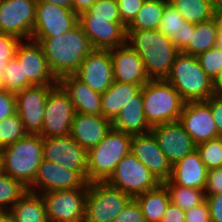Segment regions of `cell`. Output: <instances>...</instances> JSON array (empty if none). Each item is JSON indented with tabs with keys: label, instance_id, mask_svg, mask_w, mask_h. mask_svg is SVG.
Here are the masks:
<instances>
[{
	"label": "cell",
	"instance_id": "46",
	"mask_svg": "<svg viewBox=\"0 0 222 222\" xmlns=\"http://www.w3.org/2000/svg\"><path fill=\"white\" fill-rule=\"evenodd\" d=\"M185 222H211L209 207L206 201L185 211Z\"/></svg>",
	"mask_w": 222,
	"mask_h": 222
},
{
	"label": "cell",
	"instance_id": "12",
	"mask_svg": "<svg viewBox=\"0 0 222 222\" xmlns=\"http://www.w3.org/2000/svg\"><path fill=\"white\" fill-rule=\"evenodd\" d=\"M36 5V0H0V32L31 39Z\"/></svg>",
	"mask_w": 222,
	"mask_h": 222
},
{
	"label": "cell",
	"instance_id": "6",
	"mask_svg": "<svg viewBox=\"0 0 222 222\" xmlns=\"http://www.w3.org/2000/svg\"><path fill=\"white\" fill-rule=\"evenodd\" d=\"M141 91L144 116L151 128L179 121L185 101L166 79H150Z\"/></svg>",
	"mask_w": 222,
	"mask_h": 222
},
{
	"label": "cell",
	"instance_id": "14",
	"mask_svg": "<svg viewBox=\"0 0 222 222\" xmlns=\"http://www.w3.org/2000/svg\"><path fill=\"white\" fill-rule=\"evenodd\" d=\"M54 86L34 85L15 94L16 112L20 116L27 134L41 135L46 99Z\"/></svg>",
	"mask_w": 222,
	"mask_h": 222
},
{
	"label": "cell",
	"instance_id": "47",
	"mask_svg": "<svg viewBox=\"0 0 222 222\" xmlns=\"http://www.w3.org/2000/svg\"><path fill=\"white\" fill-rule=\"evenodd\" d=\"M208 204L211 222H222V193L205 196Z\"/></svg>",
	"mask_w": 222,
	"mask_h": 222
},
{
	"label": "cell",
	"instance_id": "18",
	"mask_svg": "<svg viewBox=\"0 0 222 222\" xmlns=\"http://www.w3.org/2000/svg\"><path fill=\"white\" fill-rule=\"evenodd\" d=\"M74 75L95 92L104 93L114 82L109 50L93 49Z\"/></svg>",
	"mask_w": 222,
	"mask_h": 222
},
{
	"label": "cell",
	"instance_id": "58",
	"mask_svg": "<svg viewBox=\"0 0 222 222\" xmlns=\"http://www.w3.org/2000/svg\"><path fill=\"white\" fill-rule=\"evenodd\" d=\"M222 7V0H216V8Z\"/></svg>",
	"mask_w": 222,
	"mask_h": 222
},
{
	"label": "cell",
	"instance_id": "8",
	"mask_svg": "<svg viewBox=\"0 0 222 222\" xmlns=\"http://www.w3.org/2000/svg\"><path fill=\"white\" fill-rule=\"evenodd\" d=\"M132 198L157 188L161 182L130 152L117 164L114 173L106 181Z\"/></svg>",
	"mask_w": 222,
	"mask_h": 222
},
{
	"label": "cell",
	"instance_id": "52",
	"mask_svg": "<svg viewBox=\"0 0 222 222\" xmlns=\"http://www.w3.org/2000/svg\"><path fill=\"white\" fill-rule=\"evenodd\" d=\"M36 2L52 3L72 10V0H36Z\"/></svg>",
	"mask_w": 222,
	"mask_h": 222
},
{
	"label": "cell",
	"instance_id": "33",
	"mask_svg": "<svg viewBox=\"0 0 222 222\" xmlns=\"http://www.w3.org/2000/svg\"><path fill=\"white\" fill-rule=\"evenodd\" d=\"M186 22L199 24L213 18L214 4L208 0H169Z\"/></svg>",
	"mask_w": 222,
	"mask_h": 222
},
{
	"label": "cell",
	"instance_id": "45",
	"mask_svg": "<svg viewBox=\"0 0 222 222\" xmlns=\"http://www.w3.org/2000/svg\"><path fill=\"white\" fill-rule=\"evenodd\" d=\"M16 96L15 94L6 91L5 89H0V120L5 117H9L16 113Z\"/></svg>",
	"mask_w": 222,
	"mask_h": 222
},
{
	"label": "cell",
	"instance_id": "15",
	"mask_svg": "<svg viewBox=\"0 0 222 222\" xmlns=\"http://www.w3.org/2000/svg\"><path fill=\"white\" fill-rule=\"evenodd\" d=\"M78 14L52 3L37 2L31 37H57L77 26Z\"/></svg>",
	"mask_w": 222,
	"mask_h": 222
},
{
	"label": "cell",
	"instance_id": "29",
	"mask_svg": "<svg viewBox=\"0 0 222 222\" xmlns=\"http://www.w3.org/2000/svg\"><path fill=\"white\" fill-rule=\"evenodd\" d=\"M7 213L12 222H48L41 195L30 191H27Z\"/></svg>",
	"mask_w": 222,
	"mask_h": 222
},
{
	"label": "cell",
	"instance_id": "42",
	"mask_svg": "<svg viewBox=\"0 0 222 222\" xmlns=\"http://www.w3.org/2000/svg\"><path fill=\"white\" fill-rule=\"evenodd\" d=\"M113 222H146L142 210L135 198L117 214Z\"/></svg>",
	"mask_w": 222,
	"mask_h": 222
},
{
	"label": "cell",
	"instance_id": "11",
	"mask_svg": "<svg viewBox=\"0 0 222 222\" xmlns=\"http://www.w3.org/2000/svg\"><path fill=\"white\" fill-rule=\"evenodd\" d=\"M87 172H75L43 159L32 184L27 188L34 193L65 189L87 188Z\"/></svg>",
	"mask_w": 222,
	"mask_h": 222
},
{
	"label": "cell",
	"instance_id": "10",
	"mask_svg": "<svg viewBox=\"0 0 222 222\" xmlns=\"http://www.w3.org/2000/svg\"><path fill=\"white\" fill-rule=\"evenodd\" d=\"M75 109L67 93L56 84L46 99L41 137L70 135Z\"/></svg>",
	"mask_w": 222,
	"mask_h": 222
},
{
	"label": "cell",
	"instance_id": "53",
	"mask_svg": "<svg viewBox=\"0 0 222 222\" xmlns=\"http://www.w3.org/2000/svg\"><path fill=\"white\" fill-rule=\"evenodd\" d=\"M214 94L216 96H222V71L213 80Z\"/></svg>",
	"mask_w": 222,
	"mask_h": 222
},
{
	"label": "cell",
	"instance_id": "27",
	"mask_svg": "<svg viewBox=\"0 0 222 222\" xmlns=\"http://www.w3.org/2000/svg\"><path fill=\"white\" fill-rule=\"evenodd\" d=\"M112 127L132 136L151 131L152 128L144 116L142 91L121 109L117 118L112 122Z\"/></svg>",
	"mask_w": 222,
	"mask_h": 222
},
{
	"label": "cell",
	"instance_id": "16",
	"mask_svg": "<svg viewBox=\"0 0 222 222\" xmlns=\"http://www.w3.org/2000/svg\"><path fill=\"white\" fill-rule=\"evenodd\" d=\"M179 122L196 146L220 137L210 106L205 101L185 102Z\"/></svg>",
	"mask_w": 222,
	"mask_h": 222
},
{
	"label": "cell",
	"instance_id": "54",
	"mask_svg": "<svg viewBox=\"0 0 222 222\" xmlns=\"http://www.w3.org/2000/svg\"><path fill=\"white\" fill-rule=\"evenodd\" d=\"M0 222H12V219L7 212H0Z\"/></svg>",
	"mask_w": 222,
	"mask_h": 222
},
{
	"label": "cell",
	"instance_id": "28",
	"mask_svg": "<svg viewBox=\"0 0 222 222\" xmlns=\"http://www.w3.org/2000/svg\"><path fill=\"white\" fill-rule=\"evenodd\" d=\"M194 28L195 24L186 22L172 4H166L158 30L168 36L180 51L189 43Z\"/></svg>",
	"mask_w": 222,
	"mask_h": 222
},
{
	"label": "cell",
	"instance_id": "59",
	"mask_svg": "<svg viewBox=\"0 0 222 222\" xmlns=\"http://www.w3.org/2000/svg\"><path fill=\"white\" fill-rule=\"evenodd\" d=\"M208 1H210L211 3H213V4H214V7H215V9H216V0H208Z\"/></svg>",
	"mask_w": 222,
	"mask_h": 222
},
{
	"label": "cell",
	"instance_id": "43",
	"mask_svg": "<svg viewBox=\"0 0 222 222\" xmlns=\"http://www.w3.org/2000/svg\"><path fill=\"white\" fill-rule=\"evenodd\" d=\"M20 41L18 37L0 32V62H9L15 57Z\"/></svg>",
	"mask_w": 222,
	"mask_h": 222
},
{
	"label": "cell",
	"instance_id": "4",
	"mask_svg": "<svg viewBox=\"0 0 222 222\" xmlns=\"http://www.w3.org/2000/svg\"><path fill=\"white\" fill-rule=\"evenodd\" d=\"M185 101H206L214 96L213 80L203 71L197 56L180 52L165 78Z\"/></svg>",
	"mask_w": 222,
	"mask_h": 222
},
{
	"label": "cell",
	"instance_id": "31",
	"mask_svg": "<svg viewBox=\"0 0 222 222\" xmlns=\"http://www.w3.org/2000/svg\"><path fill=\"white\" fill-rule=\"evenodd\" d=\"M217 35L218 32L213 19L195 24V28L191 32L189 43L180 52L198 56L215 47Z\"/></svg>",
	"mask_w": 222,
	"mask_h": 222
},
{
	"label": "cell",
	"instance_id": "44",
	"mask_svg": "<svg viewBox=\"0 0 222 222\" xmlns=\"http://www.w3.org/2000/svg\"><path fill=\"white\" fill-rule=\"evenodd\" d=\"M205 196L222 193V167L208 170Z\"/></svg>",
	"mask_w": 222,
	"mask_h": 222
},
{
	"label": "cell",
	"instance_id": "56",
	"mask_svg": "<svg viewBox=\"0 0 222 222\" xmlns=\"http://www.w3.org/2000/svg\"><path fill=\"white\" fill-rule=\"evenodd\" d=\"M215 47L222 52V35H217Z\"/></svg>",
	"mask_w": 222,
	"mask_h": 222
},
{
	"label": "cell",
	"instance_id": "19",
	"mask_svg": "<svg viewBox=\"0 0 222 222\" xmlns=\"http://www.w3.org/2000/svg\"><path fill=\"white\" fill-rule=\"evenodd\" d=\"M151 132L172 166L196 149L191 136L179 121L154 126Z\"/></svg>",
	"mask_w": 222,
	"mask_h": 222
},
{
	"label": "cell",
	"instance_id": "23",
	"mask_svg": "<svg viewBox=\"0 0 222 222\" xmlns=\"http://www.w3.org/2000/svg\"><path fill=\"white\" fill-rule=\"evenodd\" d=\"M111 128L112 122L101 115L75 113L70 136L88 151L97 146Z\"/></svg>",
	"mask_w": 222,
	"mask_h": 222
},
{
	"label": "cell",
	"instance_id": "13",
	"mask_svg": "<svg viewBox=\"0 0 222 222\" xmlns=\"http://www.w3.org/2000/svg\"><path fill=\"white\" fill-rule=\"evenodd\" d=\"M15 58L19 65H22L23 80H27L31 86L58 84L38 41L21 40L17 46Z\"/></svg>",
	"mask_w": 222,
	"mask_h": 222
},
{
	"label": "cell",
	"instance_id": "37",
	"mask_svg": "<svg viewBox=\"0 0 222 222\" xmlns=\"http://www.w3.org/2000/svg\"><path fill=\"white\" fill-rule=\"evenodd\" d=\"M26 135L24 124L17 112L0 120V150Z\"/></svg>",
	"mask_w": 222,
	"mask_h": 222
},
{
	"label": "cell",
	"instance_id": "39",
	"mask_svg": "<svg viewBox=\"0 0 222 222\" xmlns=\"http://www.w3.org/2000/svg\"><path fill=\"white\" fill-rule=\"evenodd\" d=\"M196 149L208 170L222 167V137L198 144Z\"/></svg>",
	"mask_w": 222,
	"mask_h": 222
},
{
	"label": "cell",
	"instance_id": "22",
	"mask_svg": "<svg viewBox=\"0 0 222 222\" xmlns=\"http://www.w3.org/2000/svg\"><path fill=\"white\" fill-rule=\"evenodd\" d=\"M93 49L110 50L126 43V27L101 19H78Z\"/></svg>",
	"mask_w": 222,
	"mask_h": 222
},
{
	"label": "cell",
	"instance_id": "5",
	"mask_svg": "<svg viewBox=\"0 0 222 222\" xmlns=\"http://www.w3.org/2000/svg\"><path fill=\"white\" fill-rule=\"evenodd\" d=\"M132 135L113 127L97 146L87 151V182H106L118 162L131 152Z\"/></svg>",
	"mask_w": 222,
	"mask_h": 222
},
{
	"label": "cell",
	"instance_id": "2",
	"mask_svg": "<svg viewBox=\"0 0 222 222\" xmlns=\"http://www.w3.org/2000/svg\"><path fill=\"white\" fill-rule=\"evenodd\" d=\"M126 43L138 53L150 79H165L180 50L159 30H126Z\"/></svg>",
	"mask_w": 222,
	"mask_h": 222
},
{
	"label": "cell",
	"instance_id": "26",
	"mask_svg": "<svg viewBox=\"0 0 222 222\" xmlns=\"http://www.w3.org/2000/svg\"><path fill=\"white\" fill-rule=\"evenodd\" d=\"M143 85H133L114 81L101 96L102 116L113 122L121 109L133 101Z\"/></svg>",
	"mask_w": 222,
	"mask_h": 222
},
{
	"label": "cell",
	"instance_id": "20",
	"mask_svg": "<svg viewBox=\"0 0 222 222\" xmlns=\"http://www.w3.org/2000/svg\"><path fill=\"white\" fill-rule=\"evenodd\" d=\"M131 152L161 183L170 179L172 165L151 131L132 136Z\"/></svg>",
	"mask_w": 222,
	"mask_h": 222
},
{
	"label": "cell",
	"instance_id": "55",
	"mask_svg": "<svg viewBox=\"0 0 222 222\" xmlns=\"http://www.w3.org/2000/svg\"><path fill=\"white\" fill-rule=\"evenodd\" d=\"M8 62H0V89L2 88V73Z\"/></svg>",
	"mask_w": 222,
	"mask_h": 222
},
{
	"label": "cell",
	"instance_id": "24",
	"mask_svg": "<svg viewBox=\"0 0 222 222\" xmlns=\"http://www.w3.org/2000/svg\"><path fill=\"white\" fill-rule=\"evenodd\" d=\"M58 84L69 96L76 113L102 116V94L92 90L74 74L61 77Z\"/></svg>",
	"mask_w": 222,
	"mask_h": 222
},
{
	"label": "cell",
	"instance_id": "17",
	"mask_svg": "<svg viewBox=\"0 0 222 222\" xmlns=\"http://www.w3.org/2000/svg\"><path fill=\"white\" fill-rule=\"evenodd\" d=\"M43 159L75 172H87V151L70 135L43 138Z\"/></svg>",
	"mask_w": 222,
	"mask_h": 222
},
{
	"label": "cell",
	"instance_id": "7",
	"mask_svg": "<svg viewBox=\"0 0 222 222\" xmlns=\"http://www.w3.org/2000/svg\"><path fill=\"white\" fill-rule=\"evenodd\" d=\"M132 197L107 182H91L87 186L84 222H113Z\"/></svg>",
	"mask_w": 222,
	"mask_h": 222
},
{
	"label": "cell",
	"instance_id": "34",
	"mask_svg": "<svg viewBox=\"0 0 222 222\" xmlns=\"http://www.w3.org/2000/svg\"><path fill=\"white\" fill-rule=\"evenodd\" d=\"M170 201L178 205L183 211L190 210L205 201L204 190L174 185L170 180L164 181Z\"/></svg>",
	"mask_w": 222,
	"mask_h": 222
},
{
	"label": "cell",
	"instance_id": "30",
	"mask_svg": "<svg viewBox=\"0 0 222 222\" xmlns=\"http://www.w3.org/2000/svg\"><path fill=\"white\" fill-rule=\"evenodd\" d=\"M135 200L140 205L146 222H161L170 203V195L166 186L161 183L157 188L137 195Z\"/></svg>",
	"mask_w": 222,
	"mask_h": 222
},
{
	"label": "cell",
	"instance_id": "38",
	"mask_svg": "<svg viewBox=\"0 0 222 222\" xmlns=\"http://www.w3.org/2000/svg\"><path fill=\"white\" fill-rule=\"evenodd\" d=\"M31 85L27 80H23L22 65L14 57L11 59L2 73V88L8 92L16 94Z\"/></svg>",
	"mask_w": 222,
	"mask_h": 222
},
{
	"label": "cell",
	"instance_id": "21",
	"mask_svg": "<svg viewBox=\"0 0 222 222\" xmlns=\"http://www.w3.org/2000/svg\"><path fill=\"white\" fill-rule=\"evenodd\" d=\"M114 81L133 85H144L148 77L143 61L127 43L109 50Z\"/></svg>",
	"mask_w": 222,
	"mask_h": 222
},
{
	"label": "cell",
	"instance_id": "48",
	"mask_svg": "<svg viewBox=\"0 0 222 222\" xmlns=\"http://www.w3.org/2000/svg\"><path fill=\"white\" fill-rule=\"evenodd\" d=\"M211 109L218 134L222 137V96H212L205 101Z\"/></svg>",
	"mask_w": 222,
	"mask_h": 222
},
{
	"label": "cell",
	"instance_id": "41",
	"mask_svg": "<svg viewBox=\"0 0 222 222\" xmlns=\"http://www.w3.org/2000/svg\"><path fill=\"white\" fill-rule=\"evenodd\" d=\"M122 24L127 27L137 16L145 0H116Z\"/></svg>",
	"mask_w": 222,
	"mask_h": 222
},
{
	"label": "cell",
	"instance_id": "32",
	"mask_svg": "<svg viewBox=\"0 0 222 222\" xmlns=\"http://www.w3.org/2000/svg\"><path fill=\"white\" fill-rule=\"evenodd\" d=\"M168 2L169 0H145L126 30H158Z\"/></svg>",
	"mask_w": 222,
	"mask_h": 222
},
{
	"label": "cell",
	"instance_id": "3",
	"mask_svg": "<svg viewBox=\"0 0 222 222\" xmlns=\"http://www.w3.org/2000/svg\"><path fill=\"white\" fill-rule=\"evenodd\" d=\"M3 173L27 188L32 184L43 160V137L30 135L0 150Z\"/></svg>",
	"mask_w": 222,
	"mask_h": 222
},
{
	"label": "cell",
	"instance_id": "50",
	"mask_svg": "<svg viewBox=\"0 0 222 222\" xmlns=\"http://www.w3.org/2000/svg\"><path fill=\"white\" fill-rule=\"evenodd\" d=\"M97 0H72V10L76 14L87 11Z\"/></svg>",
	"mask_w": 222,
	"mask_h": 222
},
{
	"label": "cell",
	"instance_id": "40",
	"mask_svg": "<svg viewBox=\"0 0 222 222\" xmlns=\"http://www.w3.org/2000/svg\"><path fill=\"white\" fill-rule=\"evenodd\" d=\"M203 71L214 80L222 71V52L213 47L197 56Z\"/></svg>",
	"mask_w": 222,
	"mask_h": 222
},
{
	"label": "cell",
	"instance_id": "36",
	"mask_svg": "<svg viewBox=\"0 0 222 222\" xmlns=\"http://www.w3.org/2000/svg\"><path fill=\"white\" fill-rule=\"evenodd\" d=\"M78 19H101L122 23L116 0H97L87 11L80 13Z\"/></svg>",
	"mask_w": 222,
	"mask_h": 222
},
{
	"label": "cell",
	"instance_id": "9",
	"mask_svg": "<svg viewBox=\"0 0 222 222\" xmlns=\"http://www.w3.org/2000/svg\"><path fill=\"white\" fill-rule=\"evenodd\" d=\"M48 222H84L87 188L40 193Z\"/></svg>",
	"mask_w": 222,
	"mask_h": 222
},
{
	"label": "cell",
	"instance_id": "51",
	"mask_svg": "<svg viewBox=\"0 0 222 222\" xmlns=\"http://www.w3.org/2000/svg\"><path fill=\"white\" fill-rule=\"evenodd\" d=\"M212 19L215 22L218 35H222V7L214 10Z\"/></svg>",
	"mask_w": 222,
	"mask_h": 222
},
{
	"label": "cell",
	"instance_id": "57",
	"mask_svg": "<svg viewBox=\"0 0 222 222\" xmlns=\"http://www.w3.org/2000/svg\"><path fill=\"white\" fill-rule=\"evenodd\" d=\"M3 173V164H2V156H1V153H0V174Z\"/></svg>",
	"mask_w": 222,
	"mask_h": 222
},
{
	"label": "cell",
	"instance_id": "35",
	"mask_svg": "<svg viewBox=\"0 0 222 222\" xmlns=\"http://www.w3.org/2000/svg\"><path fill=\"white\" fill-rule=\"evenodd\" d=\"M27 191L19 180L0 174V212L9 211Z\"/></svg>",
	"mask_w": 222,
	"mask_h": 222
},
{
	"label": "cell",
	"instance_id": "25",
	"mask_svg": "<svg viewBox=\"0 0 222 222\" xmlns=\"http://www.w3.org/2000/svg\"><path fill=\"white\" fill-rule=\"evenodd\" d=\"M208 169L195 149L172 166L170 181L174 185L204 190Z\"/></svg>",
	"mask_w": 222,
	"mask_h": 222
},
{
	"label": "cell",
	"instance_id": "1",
	"mask_svg": "<svg viewBox=\"0 0 222 222\" xmlns=\"http://www.w3.org/2000/svg\"><path fill=\"white\" fill-rule=\"evenodd\" d=\"M31 39L38 41L42 46L49 68L57 80L75 74L83 60L93 50L88 36L79 24L57 37H31Z\"/></svg>",
	"mask_w": 222,
	"mask_h": 222
},
{
	"label": "cell",
	"instance_id": "49",
	"mask_svg": "<svg viewBox=\"0 0 222 222\" xmlns=\"http://www.w3.org/2000/svg\"><path fill=\"white\" fill-rule=\"evenodd\" d=\"M161 222H185V211L170 201Z\"/></svg>",
	"mask_w": 222,
	"mask_h": 222
}]
</instances>
